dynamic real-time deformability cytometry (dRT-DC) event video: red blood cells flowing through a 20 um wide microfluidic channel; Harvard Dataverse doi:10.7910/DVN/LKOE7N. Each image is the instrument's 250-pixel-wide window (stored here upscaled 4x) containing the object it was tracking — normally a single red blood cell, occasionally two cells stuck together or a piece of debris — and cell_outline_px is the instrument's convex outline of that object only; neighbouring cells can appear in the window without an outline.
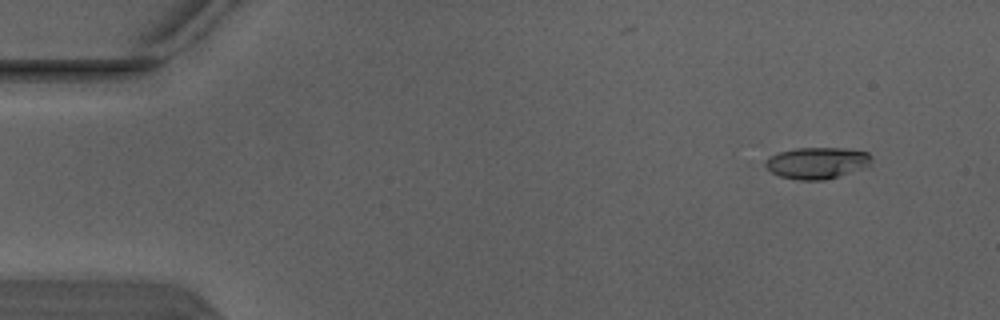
{"species": "Egyptian fruit bat (a non-hibernating species)", "species_latin": "Rousettus aegyptiacus", "temperature_condition": "warm", "stored_images_in_passage": 3, "camera_frame_rate_fps": 3000, "um_per_image_px": 0.085, "animal": {"sex": "male"}, "frame": {"image": 1, "passage_image": 1, "time_ms": 0.0, "image_size_px": [1000, 320], "cell_outline_px": [[872, 160], [868, 164], [860, 168], [824, 180], [800, 180], [780, 176], [772, 172], [764, 164], [764, 160], [780, 152], [796, 148], [844, 148], [868, 152], [872, 156]], "centroid_in_image_um": [69.42, 13.83], "position_along_channel_um": 15.6, "area_um2": 19.07}}
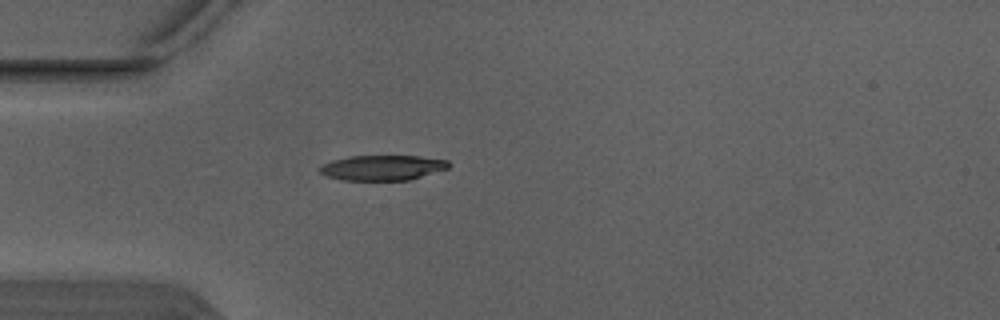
{"frame": {"image": 2, "passage_image": 3, "time_ms": 0.667, "image_size_px": [1000, 320], "cell_outline_px": [[452, 164], [448, 168], [408, 180], [340, 180], [328, 176], [320, 172], [320, 168], [324, 164], [332, 160], [348, 156], [420, 156], [448, 160]], "centroid_in_image_um": [32.53, 14.25], "position_along_channel_um": 52.5, "area_um2": 18.79}}